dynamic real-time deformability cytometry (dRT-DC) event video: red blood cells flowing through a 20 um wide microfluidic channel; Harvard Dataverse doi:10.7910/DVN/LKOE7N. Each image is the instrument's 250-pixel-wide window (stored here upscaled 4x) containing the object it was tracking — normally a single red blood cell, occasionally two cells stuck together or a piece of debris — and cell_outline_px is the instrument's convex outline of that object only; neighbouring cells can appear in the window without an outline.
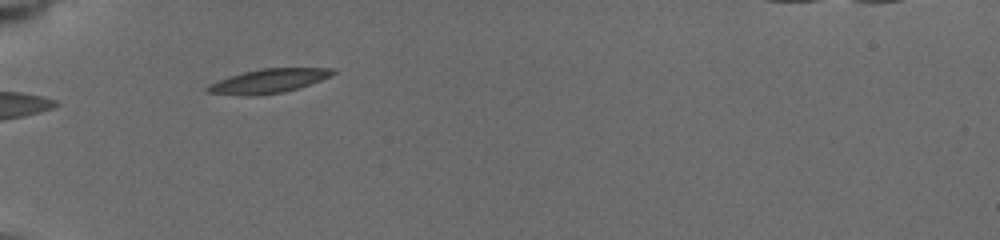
{"species": "common noctule bat (a hibernating species)", "species_latin": "Nyctalus noctula", "temperature_condition": "cold", "stored_images_in_passage": 4, "camera_frame_rate_fps": 3000, "um_per_image_px": 0.085, "animal": {"sex": "female", "body_mass_g": 19.5, "forearm_length_mm": 54.1}, "frame": {"image": 1, "passage_image": 1, "time_ms": 0.0, "image_size_px": [1000, 240], "cell_outline_px": [[336, 72], [320, 80], [284, 92], [248, 96], [208, 92], [204, 88], [208, 84], [244, 72], [260, 68], [332, 68]], "centroid_in_image_um": [22.79, 6.88], "position_along_channel_um": 62.2, "area_um2": 17.11}}